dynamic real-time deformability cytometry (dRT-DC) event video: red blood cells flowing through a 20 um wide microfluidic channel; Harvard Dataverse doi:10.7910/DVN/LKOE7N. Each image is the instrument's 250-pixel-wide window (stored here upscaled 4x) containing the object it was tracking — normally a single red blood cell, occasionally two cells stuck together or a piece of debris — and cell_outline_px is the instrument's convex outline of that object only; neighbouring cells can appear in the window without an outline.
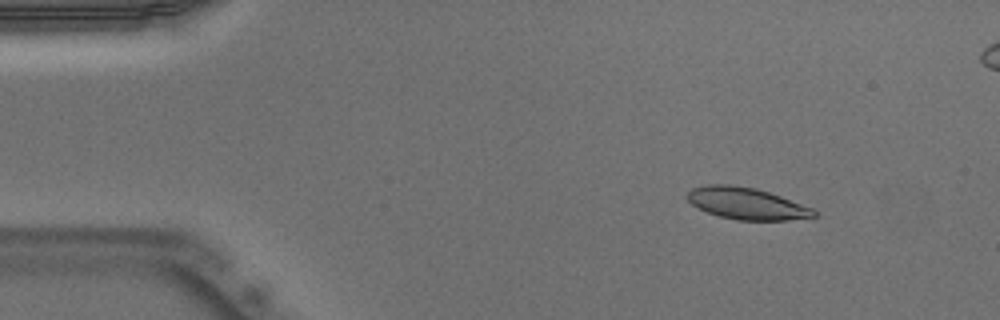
{"species": "Egyptian fruit bat (a non-hibernating species)", "species_latin": "Rousettus aegyptiacus", "temperature_condition": "warm", "stored_images_in_passage": 52, "camera_frame_rate_fps": 3000, "um_per_image_px": 0.085, "animal": {"sex": "male"}, "frame": {"image": 1, "passage_image": 7, "time_ms": 2.0, "image_size_px": [1000, 320], "cell_outline_px": [[816, 216], [812, 220], [736, 220], [720, 216], [708, 212], [692, 204], [684, 196], [692, 188], [708, 184], [732, 184], [756, 188], [780, 196], [812, 208], [816, 212]], "centroid_in_image_um": [63.5, 17.3], "position_along_channel_um": 21.5, "area_um2": 23.64}}
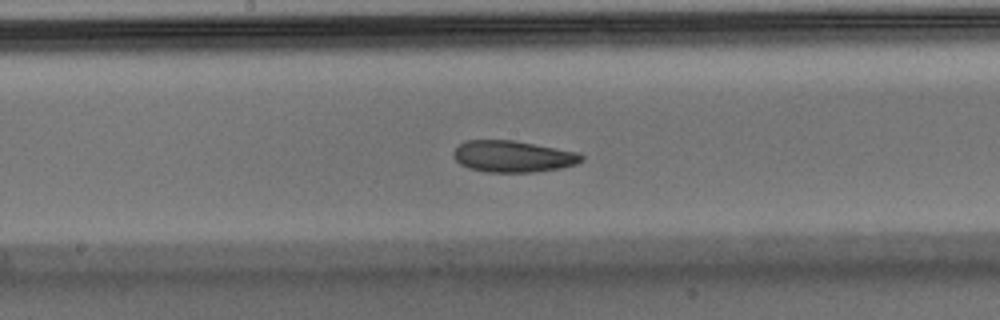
{"frame": {"image": 2, "passage_image": 27, "time_ms": 8.667, "image_size_px": [1000, 320], "cell_outline_px": [[584, 160], [576, 164], [560, 168], [532, 172], [484, 172], [468, 168], [460, 164], [452, 156], [452, 152], [464, 140], [512, 140], [580, 152], [584, 156]], "centroid_in_image_um": [43.59, 13.29], "position_along_channel_um": 204.6, "area_um2": 23.7}}
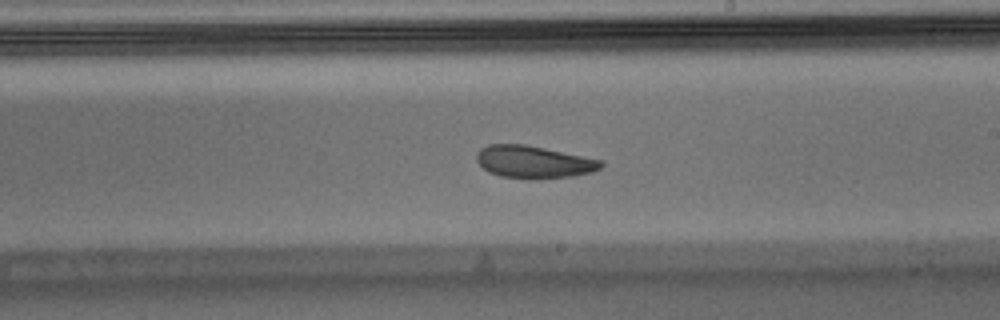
{"frame": {"image": 3, "passage_image": 30, "time_ms": 9.667, "image_size_px": [1000, 320], "cell_outline_px": [[604, 164], [600, 168], [592, 172], [572, 176], [540, 180], [528, 180], [500, 176], [488, 172], [476, 160], [476, 152], [480, 148], [488, 144], [524, 144], [604, 160]], "centroid_in_image_um": [45.36, 13.78], "position_along_channel_um": 243.6, "area_um2": 23.93}, "authors_computed_cell_mechanics": {"area_um2": 23.8425, "velocity_mm_per_s": 3.9098, "shape_relaxation_time_tau1_ms": 5.2604, "shape_relaxation_time_tau2_ms": 4.4914, "deformation_change_tau1": 0.1277, "deformation_change_tau2": 0.1043}}